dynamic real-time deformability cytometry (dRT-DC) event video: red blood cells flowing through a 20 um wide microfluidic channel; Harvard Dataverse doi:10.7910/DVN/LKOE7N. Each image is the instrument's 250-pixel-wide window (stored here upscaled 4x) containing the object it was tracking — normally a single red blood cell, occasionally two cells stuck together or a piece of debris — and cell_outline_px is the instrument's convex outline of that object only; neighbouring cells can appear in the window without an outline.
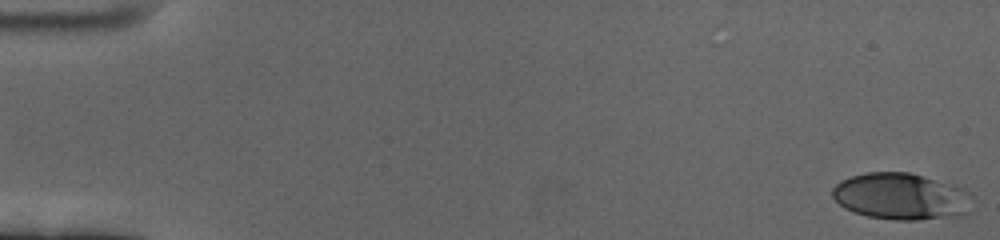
{"species": "human", "species_latin": "Homo sapiens", "temperature_condition": "cold", "stored_images_in_passage": 58, "camera_frame_rate_fps": 3000, "um_per_image_px": 0.085, "donor": {"sex": "female"}, "frame": {"image": 1, "passage_image": 1, "time_ms": 0.0, "image_size_px": [1000, 240], "cell_outline_px": [[972, 212], [964, 216], [920, 220], [896, 220], [868, 216], [852, 212], [844, 208], [832, 196], [832, 188], [840, 180], [852, 176], [868, 172], [908, 172], [964, 188], [972, 196]], "centroid_in_image_um": [76.64, 16.72], "position_along_channel_um": 8.4, "area_um2": 38.49}}
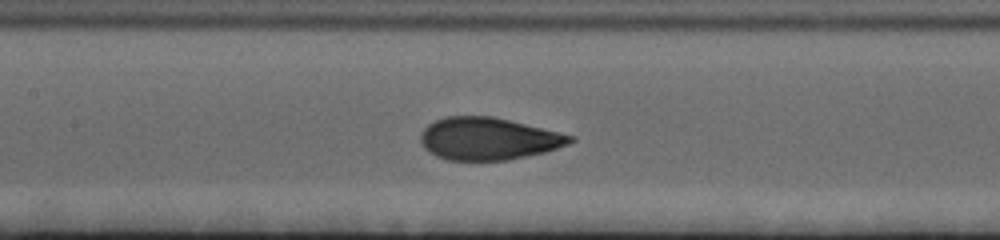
{"frame": {"image": 2, "passage_image": 29, "time_ms": 9.333, "image_size_px": [1000, 240], "cell_outline_px": [[576, 140], [568, 144], [544, 152], [508, 160], [448, 160], [436, 156], [424, 148], [420, 140], [420, 136], [424, 128], [428, 124], [436, 120], [448, 116], [492, 116], [576, 136]], "centroid_in_image_um": [41.5, 11.79], "position_along_channel_um": 165.9, "area_um2": 36.76}}
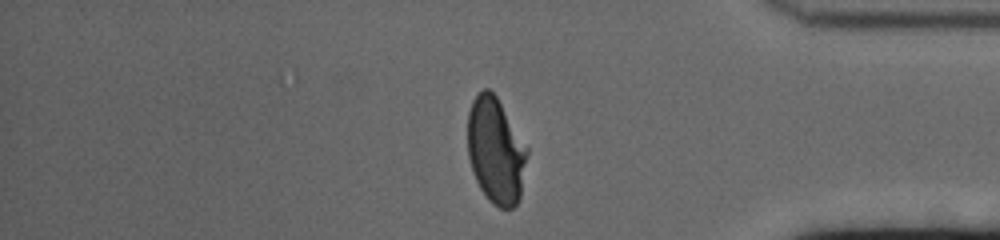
{"frame": {"image": 3, "passage_image": 51, "time_ms": 16.667, "image_size_px": [1000, 240], "cell_outline_px": [[528, 152], [520, 196], [516, 204], [512, 208], [500, 208], [492, 204], [488, 200], [480, 188], [472, 172], [468, 156], [468, 112], [472, 100], [484, 88], [488, 88], [496, 96], [528, 148]], "centroid_in_image_um": [42.13, 12.82], "position_along_channel_um": 393.1, "area_um2": 36.65}}